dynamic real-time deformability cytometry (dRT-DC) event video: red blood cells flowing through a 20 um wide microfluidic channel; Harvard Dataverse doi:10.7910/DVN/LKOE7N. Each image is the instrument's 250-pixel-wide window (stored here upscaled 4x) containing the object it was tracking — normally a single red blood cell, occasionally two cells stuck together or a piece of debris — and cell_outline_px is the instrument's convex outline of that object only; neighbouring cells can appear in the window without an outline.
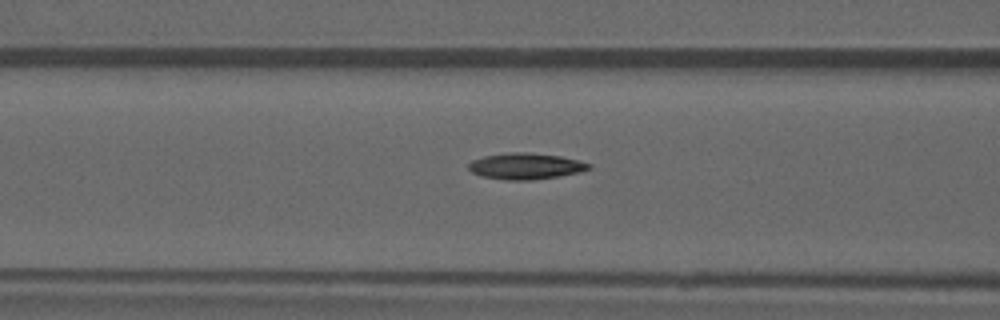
{"species": "common noctule bat (a hibernating species)", "species_latin": "Nyctalus noctula", "temperature_condition": "warm", "stored_images_in_passage": 3, "camera_frame_rate_fps": 3000, "um_per_image_px": 0.085, "animal": {"sex": "male", "forearm_length_mm": 52.5}, "frame": {"image": 1, "passage_image": 3, "time_ms": 2.333, "image_size_px": [1000, 320], "cell_outline_px": [[592, 168], [580, 172], [560, 176], [532, 180], [504, 180], [480, 176], [472, 172], [468, 168], [468, 164], [472, 160], [484, 156], [512, 152], [524, 152], [560, 156], [580, 160], [592, 164]], "centroid_in_image_um": [44.7, 14.13], "position_along_channel_um": 121.9, "area_um2": 18.5}}